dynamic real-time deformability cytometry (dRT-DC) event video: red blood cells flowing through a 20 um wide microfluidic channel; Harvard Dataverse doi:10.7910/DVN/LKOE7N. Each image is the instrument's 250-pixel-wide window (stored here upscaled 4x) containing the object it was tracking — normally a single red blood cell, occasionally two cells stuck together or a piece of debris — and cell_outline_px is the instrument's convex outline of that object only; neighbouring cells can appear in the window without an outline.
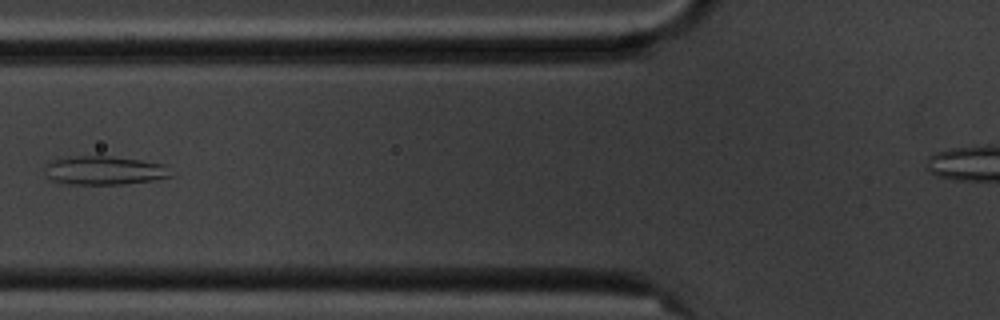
{"species": "common noctule bat (a hibernating species)", "species_latin": "Nyctalus noctula", "temperature_condition": "cold", "stored_images_in_passage": 8, "camera_frame_rate_fps": 3000, "um_per_image_px": 0.085, "animal": {"sex": "male", "body_mass_g": 20.1, "forearm_length_mm": 53.5}, "frame": {"image": 1, "passage_image": 7, "time_ms": 7.0, "image_size_px": [1000, 320], "cell_outline_px": [[172, 176], [152, 180], [124, 184], [68, 184], [52, 180], [44, 176], [48, 164], [52, 160], [68, 156], [108, 156], [140, 160], [164, 164]], "centroid_in_image_um": [8.82, 14.49], "position_along_channel_um": 117.0, "area_um2": 20.92}}